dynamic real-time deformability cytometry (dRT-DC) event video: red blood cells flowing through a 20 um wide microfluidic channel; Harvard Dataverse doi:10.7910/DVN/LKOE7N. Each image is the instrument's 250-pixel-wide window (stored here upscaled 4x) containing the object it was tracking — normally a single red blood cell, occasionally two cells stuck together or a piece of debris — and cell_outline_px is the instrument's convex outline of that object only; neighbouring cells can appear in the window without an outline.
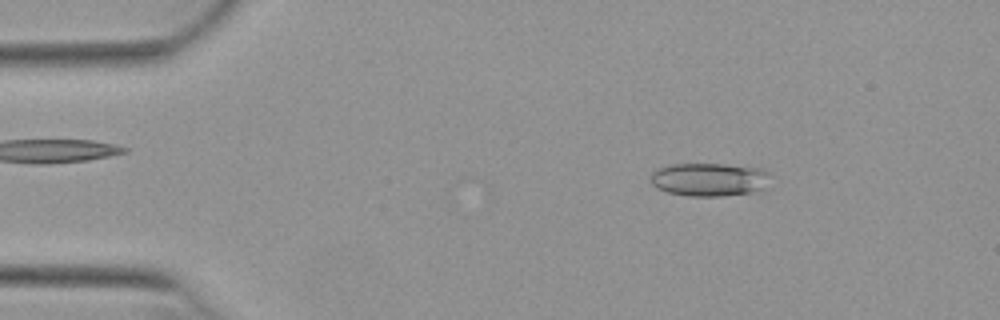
{"species": "Egyptian fruit bat (a non-hibernating species)", "species_latin": "Rousettus aegyptiacus", "temperature_condition": "warm", "stored_images_in_passage": 34, "camera_frame_rate_fps": 3000, "um_per_image_px": 0.085, "animal": {"sex": "female"}, "frame": {"image": 1, "passage_image": 4, "time_ms": 1.0, "image_size_px": [1000, 320], "cell_outline_px": [[772, 176], [764, 188], [756, 192], [720, 196], [688, 196], [668, 192], [656, 188], [652, 184], [652, 172], [660, 168], [672, 164], [724, 164], [764, 168]], "centroid_in_image_um": [60.35, 15.26], "position_along_channel_um": 24.6, "area_um2": 23.41}}
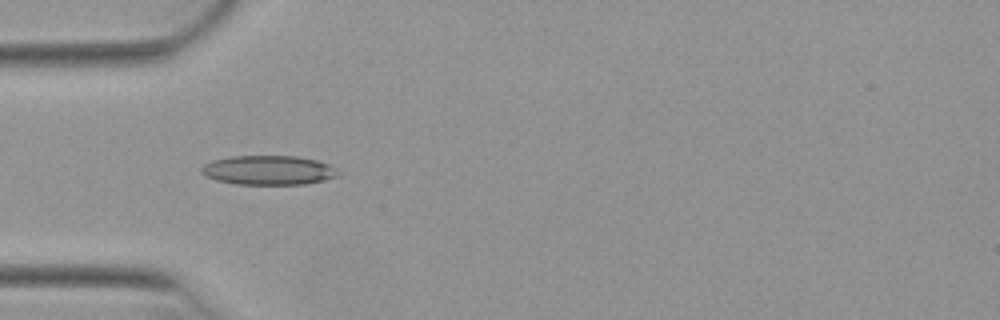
{"frame": {"image": 2, "passage_image": 12, "time_ms": 3.667, "image_size_px": [1000, 320], "cell_outline_px": [[340, 172], [336, 176], [324, 180], [304, 184], [236, 184], [216, 180], [200, 172], [200, 168], [204, 164], [212, 160], [232, 156], [296, 156], [316, 160], [328, 164], [336, 168]], "centroid_in_image_um": [22.81, 14.46], "position_along_channel_um": 62.2, "area_um2": 23.29}}
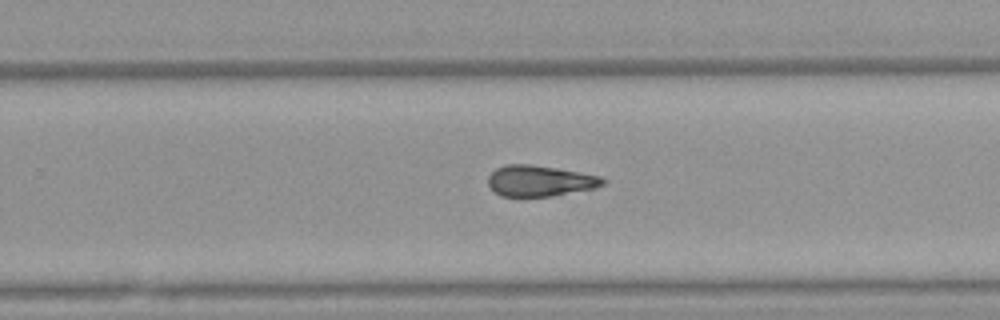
{"frame": {"image": 3, "passage_image": 29, "time_ms": 9.333, "image_size_px": [1000, 320], "cell_outline_px": [[608, 180], [604, 184], [596, 188], [548, 196], [500, 196], [488, 184], [488, 176], [496, 168], [504, 164], [532, 164], [556, 168], [600, 176]], "centroid_in_image_um": [45.89, 15.36], "position_along_channel_um": 283.9, "area_um2": 20.58}}